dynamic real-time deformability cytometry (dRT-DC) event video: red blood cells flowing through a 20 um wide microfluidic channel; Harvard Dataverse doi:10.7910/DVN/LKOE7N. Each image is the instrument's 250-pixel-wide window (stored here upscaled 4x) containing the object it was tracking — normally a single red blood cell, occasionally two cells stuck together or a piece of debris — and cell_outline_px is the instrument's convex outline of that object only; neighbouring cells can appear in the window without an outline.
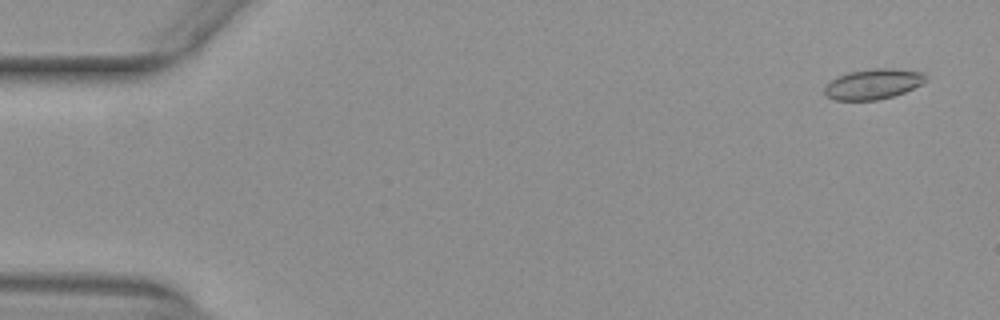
{"species": "common noctule bat (a hibernating species)", "species_latin": "Nyctalus noctula", "temperature_condition": "warm", "stored_images_in_passage": 53, "camera_frame_rate_fps": 3000, "um_per_image_px": 0.085, "animal": {"sex": "female", "body_mass_g": 29.2, "forearm_length_mm": 56.3}, "frame": {"image": 1, "passage_image": 3, "time_ms": 0.667, "image_size_px": [1000, 320], "cell_outline_px": [[928, 80], [904, 92], [892, 96], [876, 100], [836, 100], [824, 96], [824, 88], [836, 76], [848, 72], [872, 68], [892, 68], [924, 72], [928, 76]], "centroid_in_image_um": [74.22, 7.13], "position_along_channel_um": 10.8, "area_um2": 17.98}}
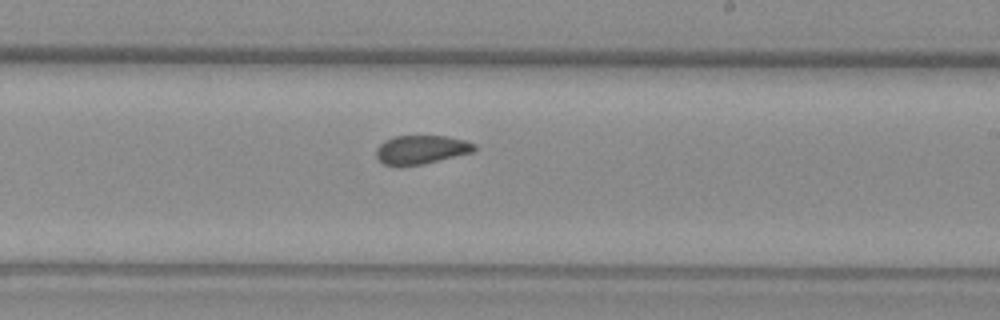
{"frame": {"image": 2, "passage_image": 32, "time_ms": 10.333, "image_size_px": [1000, 320], "cell_outline_px": [[476, 148], [472, 152], [420, 164], [400, 168], [396, 168], [384, 164], [376, 156], [376, 148], [384, 140], [396, 136], [444, 136], [464, 140], [476, 144]], "centroid_in_image_um": [35.74, 12.73], "position_along_channel_um": 253.3, "area_um2": 16.47}}
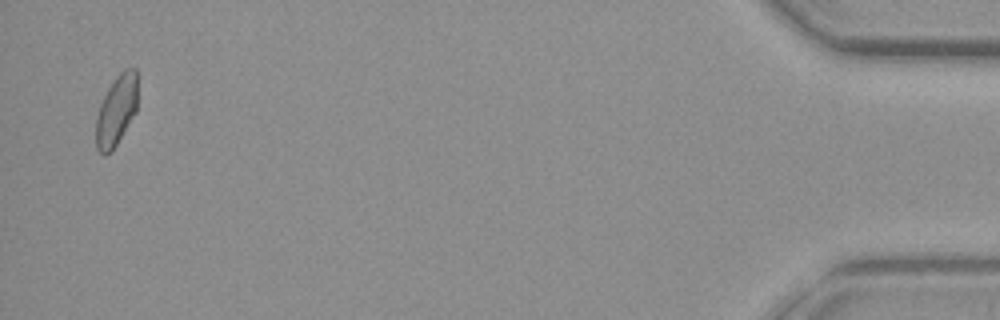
{"frame": {"image": 3, "passage_image": 52, "time_ms": 17.0, "image_size_px": [1000, 320], "cell_outline_px": [[136, 112], [112, 152], [104, 156], [96, 148], [96, 116], [100, 104], [108, 88], [116, 76], [124, 68], [136, 68]], "centroid_in_image_um": [9.87, 9.41], "position_along_channel_um": 425.3, "area_um2": 17.05}, "authors_computed_cell_mechanics": {"area_um2": 17.3978, "velocity_mm_per_s": 3.9555, "shape_relaxation_time_tau1_ms": 5.6528, "shape_relaxation_time_tau2_ms": 1.2226, "deformation_change_tau1": 0.1169, "deformation_change_tau2": 0.0679}}